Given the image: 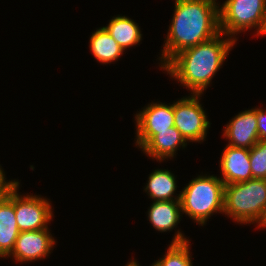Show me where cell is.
I'll use <instances>...</instances> for the list:
<instances>
[{"instance_id":"cell-2","label":"cell","mask_w":266,"mask_h":266,"mask_svg":"<svg viewBox=\"0 0 266 266\" xmlns=\"http://www.w3.org/2000/svg\"><path fill=\"white\" fill-rule=\"evenodd\" d=\"M224 36L226 39H224ZM236 40L223 33L176 54L162 69L191 94H203L219 71Z\"/></svg>"},{"instance_id":"cell-20","label":"cell","mask_w":266,"mask_h":266,"mask_svg":"<svg viewBox=\"0 0 266 266\" xmlns=\"http://www.w3.org/2000/svg\"><path fill=\"white\" fill-rule=\"evenodd\" d=\"M256 116L259 141H266V112L261 108H256Z\"/></svg>"},{"instance_id":"cell-12","label":"cell","mask_w":266,"mask_h":266,"mask_svg":"<svg viewBox=\"0 0 266 266\" xmlns=\"http://www.w3.org/2000/svg\"><path fill=\"white\" fill-rule=\"evenodd\" d=\"M181 146L184 149L187 142L173 126L169 130L159 131L141 149L148 157L161 162L174 157Z\"/></svg>"},{"instance_id":"cell-17","label":"cell","mask_w":266,"mask_h":266,"mask_svg":"<svg viewBox=\"0 0 266 266\" xmlns=\"http://www.w3.org/2000/svg\"><path fill=\"white\" fill-rule=\"evenodd\" d=\"M89 42L90 51H92L95 59L102 64L118 61V58L124 54V50L107 32L104 26L92 33Z\"/></svg>"},{"instance_id":"cell-4","label":"cell","mask_w":266,"mask_h":266,"mask_svg":"<svg viewBox=\"0 0 266 266\" xmlns=\"http://www.w3.org/2000/svg\"><path fill=\"white\" fill-rule=\"evenodd\" d=\"M266 209V179L228 184L224 187L223 213L242 224H257Z\"/></svg>"},{"instance_id":"cell-1","label":"cell","mask_w":266,"mask_h":266,"mask_svg":"<svg viewBox=\"0 0 266 266\" xmlns=\"http://www.w3.org/2000/svg\"><path fill=\"white\" fill-rule=\"evenodd\" d=\"M217 0H175L174 15L161 54L163 68L176 54L220 34Z\"/></svg>"},{"instance_id":"cell-16","label":"cell","mask_w":266,"mask_h":266,"mask_svg":"<svg viewBox=\"0 0 266 266\" xmlns=\"http://www.w3.org/2000/svg\"><path fill=\"white\" fill-rule=\"evenodd\" d=\"M104 28L123 50L137 45L142 40L139 26L126 16L113 17Z\"/></svg>"},{"instance_id":"cell-25","label":"cell","mask_w":266,"mask_h":266,"mask_svg":"<svg viewBox=\"0 0 266 266\" xmlns=\"http://www.w3.org/2000/svg\"><path fill=\"white\" fill-rule=\"evenodd\" d=\"M261 35H265L266 36V17H265V23H264Z\"/></svg>"},{"instance_id":"cell-7","label":"cell","mask_w":266,"mask_h":266,"mask_svg":"<svg viewBox=\"0 0 266 266\" xmlns=\"http://www.w3.org/2000/svg\"><path fill=\"white\" fill-rule=\"evenodd\" d=\"M20 183L13 188V205L20 232L48 228L53 218L51 203L38 195H19Z\"/></svg>"},{"instance_id":"cell-11","label":"cell","mask_w":266,"mask_h":266,"mask_svg":"<svg viewBox=\"0 0 266 266\" xmlns=\"http://www.w3.org/2000/svg\"><path fill=\"white\" fill-rule=\"evenodd\" d=\"M220 168L225 185L252 179L249 149L226 146L220 158Z\"/></svg>"},{"instance_id":"cell-15","label":"cell","mask_w":266,"mask_h":266,"mask_svg":"<svg viewBox=\"0 0 266 266\" xmlns=\"http://www.w3.org/2000/svg\"><path fill=\"white\" fill-rule=\"evenodd\" d=\"M176 178L173 173L166 169H156L149 174L148 183L144 190L154 201L180 200L181 194L174 197L177 189Z\"/></svg>"},{"instance_id":"cell-8","label":"cell","mask_w":266,"mask_h":266,"mask_svg":"<svg viewBox=\"0 0 266 266\" xmlns=\"http://www.w3.org/2000/svg\"><path fill=\"white\" fill-rule=\"evenodd\" d=\"M136 146L140 149L159 131L169 130L174 126V102L165 104L153 102L148 104L135 116Z\"/></svg>"},{"instance_id":"cell-14","label":"cell","mask_w":266,"mask_h":266,"mask_svg":"<svg viewBox=\"0 0 266 266\" xmlns=\"http://www.w3.org/2000/svg\"><path fill=\"white\" fill-rule=\"evenodd\" d=\"M181 202L173 201H153L148 209V220L160 232L172 231L176 228L181 219Z\"/></svg>"},{"instance_id":"cell-3","label":"cell","mask_w":266,"mask_h":266,"mask_svg":"<svg viewBox=\"0 0 266 266\" xmlns=\"http://www.w3.org/2000/svg\"><path fill=\"white\" fill-rule=\"evenodd\" d=\"M224 187L220 177L198 175L180 191L182 213L204 226L213 213H223Z\"/></svg>"},{"instance_id":"cell-10","label":"cell","mask_w":266,"mask_h":266,"mask_svg":"<svg viewBox=\"0 0 266 266\" xmlns=\"http://www.w3.org/2000/svg\"><path fill=\"white\" fill-rule=\"evenodd\" d=\"M223 131L228 146L250 150L259 141L256 108L238 113Z\"/></svg>"},{"instance_id":"cell-23","label":"cell","mask_w":266,"mask_h":266,"mask_svg":"<svg viewBox=\"0 0 266 266\" xmlns=\"http://www.w3.org/2000/svg\"><path fill=\"white\" fill-rule=\"evenodd\" d=\"M11 191H0V205L4 202V200L9 196Z\"/></svg>"},{"instance_id":"cell-13","label":"cell","mask_w":266,"mask_h":266,"mask_svg":"<svg viewBox=\"0 0 266 266\" xmlns=\"http://www.w3.org/2000/svg\"><path fill=\"white\" fill-rule=\"evenodd\" d=\"M20 231L13 205V189L0 205V257L8 258L15 247Z\"/></svg>"},{"instance_id":"cell-6","label":"cell","mask_w":266,"mask_h":266,"mask_svg":"<svg viewBox=\"0 0 266 266\" xmlns=\"http://www.w3.org/2000/svg\"><path fill=\"white\" fill-rule=\"evenodd\" d=\"M201 94H192L174 101V126L186 142H203L210 122L200 104Z\"/></svg>"},{"instance_id":"cell-19","label":"cell","mask_w":266,"mask_h":266,"mask_svg":"<svg viewBox=\"0 0 266 266\" xmlns=\"http://www.w3.org/2000/svg\"><path fill=\"white\" fill-rule=\"evenodd\" d=\"M249 154L252 178L266 179V141H258Z\"/></svg>"},{"instance_id":"cell-21","label":"cell","mask_w":266,"mask_h":266,"mask_svg":"<svg viewBox=\"0 0 266 266\" xmlns=\"http://www.w3.org/2000/svg\"><path fill=\"white\" fill-rule=\"evenodd\" d=\"M5 173L0 165V191H12V189L19 184L17 180L6 181Z\"/></svg>"},{"instance_id":"cell-18","label":"cell","mask_w":266,"mask_h":266,"mask_svg":"<svg viewBox=\"0 0 266 266\" xmlns=\"http://www.w3.org/2000/svg\"><path fill=\"white\" fill-rule=\"evenodd\" d=\"M179 230L173 237L163 258L158 259L151 266H193L190 251V241Z\"/></svg>"},{"instance_id":"cell-24","label":"cell","mask_w":266,"mask_h":266,"mask_svg":"<svg viewBox=\"0 0 266 266\" xmlns=\"http://www.w3.org/2000/svg\"><path fill=\"white\" fill-rule=\"evenodd\" d=\"M126 266H140L139 263H137V260H131L129 263L126 264Z\"/></svg>"},{"instance_id":"cell-5","label":"cell","mask_w":266,"mask_h":266,"mask_svg":"<svg viewBox=\"0 0 266 266\" xmlns=\"http://www.w3.org/2000/svg\"><path fill=\"white\" fill-rule=\"evenodd\" d=\"M266 17V0H226L219 6L220 32L235 35L255 28L261 36Z\"/></svg>"},{"instance_id":"cell-9","label":"cell","mask_w":266,"mask_h":266,"mask_svg":"<svg viewBox=\"0 0 266 266\" xmlns=\"http://www.w3.org/2000/svg\"><path fill=\"white\" fill-rule=\"evenodd\" d=\"M48 229L20 232L8 257L12 256L14 260L26 263L49 256L56 241Z\"/></svg>"},{"instance_id":"cell-22","label":"cell","mask_w":266,"mask_h":266,"mask_svg":"<svg viewBox=\"0 0 266 266\" xmlns=\"http://www.w3.org/2000/svg\"><path fill=\"white\" fill-rule=\"evenodd\" d=\"M258 229L259 228H266V209H265V212H264V214H263V217L261 218V220L259 221V223H258Z\"/></svg>"}]
</instances>
